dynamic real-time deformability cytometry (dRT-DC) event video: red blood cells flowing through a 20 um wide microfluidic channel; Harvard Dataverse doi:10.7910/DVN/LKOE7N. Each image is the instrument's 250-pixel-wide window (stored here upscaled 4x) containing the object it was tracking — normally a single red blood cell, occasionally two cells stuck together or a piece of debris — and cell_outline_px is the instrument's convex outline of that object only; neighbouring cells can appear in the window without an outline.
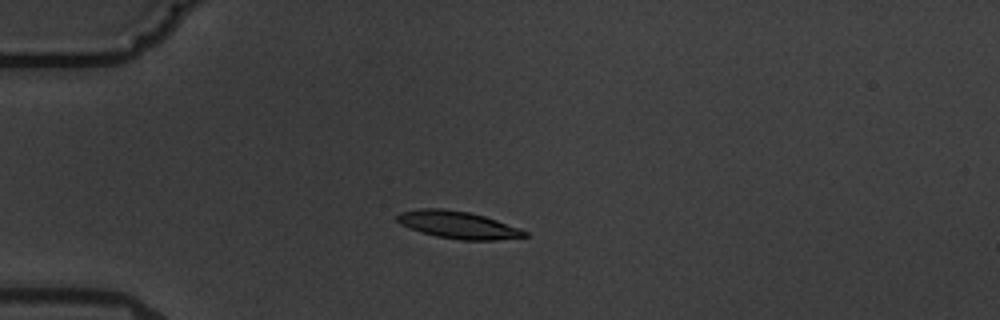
{"species": "common noctule bat (a hibernating species)", "species_latin": "Nyctalus noctula", "temperature_condition": "warm", "stored_images_in_passage": 5, "camera_frame_rate_fps": 3000, "um_per_image_px": 0.085, "animal": {"sex": "male", "body_mass_g": 19.5, "forearm_length_mm": 54.6}, "frame": {"image": 1, "passage_image": 4, "time_ms": 3.333, "image_size_px": [1000, 320], "cell_outline_px": [[528, 236], [496, 240], [460, 240], [436, 236], [420, 232], [408, 228], [400, 224], [396, 220], [396, 216], [400, 212], [420, 208], [444, 208], [468, 212], [484, 216], [520, 228], [528, 232]], "centroid_in_image_um": [38.9, 19.11], "position_along_channel_um": 46.1, "area_um2": 20.4}}